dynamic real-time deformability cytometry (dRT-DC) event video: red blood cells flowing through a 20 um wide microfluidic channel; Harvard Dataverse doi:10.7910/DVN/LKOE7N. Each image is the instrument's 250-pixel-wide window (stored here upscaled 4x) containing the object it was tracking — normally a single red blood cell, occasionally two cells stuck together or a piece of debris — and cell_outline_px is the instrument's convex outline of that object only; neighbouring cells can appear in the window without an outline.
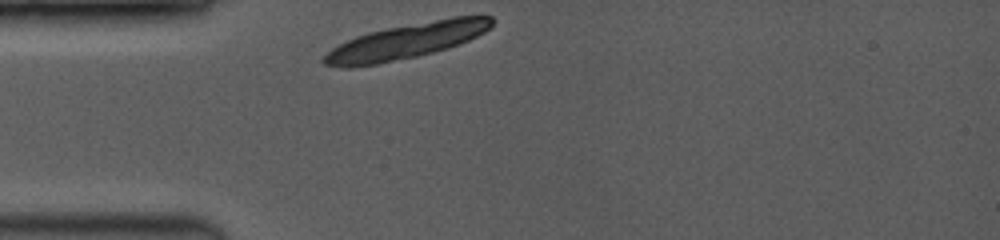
{"species": "common noctule bat (a hibernating species)", "species_latin": "Nyctalus noctula", "temperature_condition": "room temperature", "stored_images_in_passage": 1, "camera_frame_rate_fps": 3500, "um_per_image_px": 0.085, "animal": {"sex": "female", "body_mass_g": 19.0, "forearm_length_mm": 53.3}, "frame": {"image": 1, "passage_image": 1, "time_ms": 0.0, "image_size_px": [1000, 240], "cell_outline_px": [[492, 24], [484, 32], [468, 40], [432, 52], [416, 56], [376, 64], [348, 68], [344, 68], [324, 64], [320, 60], [332, 48], [356, 36], [368, 32], [388, 28], [452, 16], [492, 16]], "centroid_in_image_um": [34.49, 3.49], "position_along_channel_um": 50.5, "area_um2": 33.93}}